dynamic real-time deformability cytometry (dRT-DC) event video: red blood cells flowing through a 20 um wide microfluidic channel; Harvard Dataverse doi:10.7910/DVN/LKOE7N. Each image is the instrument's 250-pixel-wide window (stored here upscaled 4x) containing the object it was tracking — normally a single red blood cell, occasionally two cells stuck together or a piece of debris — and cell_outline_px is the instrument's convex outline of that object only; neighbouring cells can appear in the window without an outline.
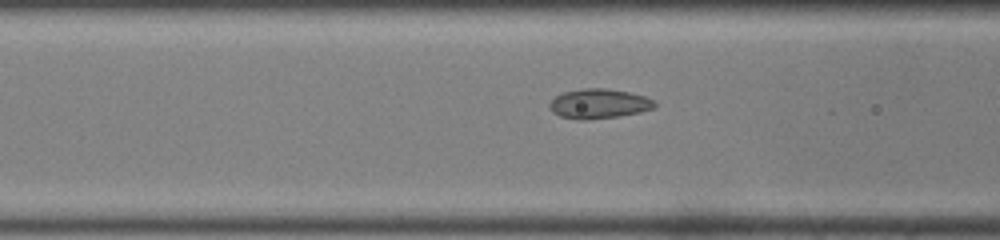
{"species": "common noctule bat (a hibernating species)", "species_latin": "Nyctalus noctula", "temperature_condition": "room temperature", "stored_images_in_passage": 17, "camera_frame_rate_fps": 3000, "um_per_image_px": 0.085, "animal": {"sex": "male", "body_mass_g": 19.0, "forearm_length_mm": 50.8}, "frame": {"image": 1, "passage_image": 15, "time_ms": 4.667, "image_size_px": [1000, 240], "cell_outline_px": [[656, 108], [640, 112], [616, 116], [588, 120], [576, 120], [560, 116], [552, 112], [548, 108], [548, 104], [556, 96], [564, 92], [584, 88], [604, 88], [628, 92], [644, 96], [656, 100]], "centroid_in_image_um": [50.9, 8.82], "position_along_channel_um": 115.7, "area_um2": 18.26}}